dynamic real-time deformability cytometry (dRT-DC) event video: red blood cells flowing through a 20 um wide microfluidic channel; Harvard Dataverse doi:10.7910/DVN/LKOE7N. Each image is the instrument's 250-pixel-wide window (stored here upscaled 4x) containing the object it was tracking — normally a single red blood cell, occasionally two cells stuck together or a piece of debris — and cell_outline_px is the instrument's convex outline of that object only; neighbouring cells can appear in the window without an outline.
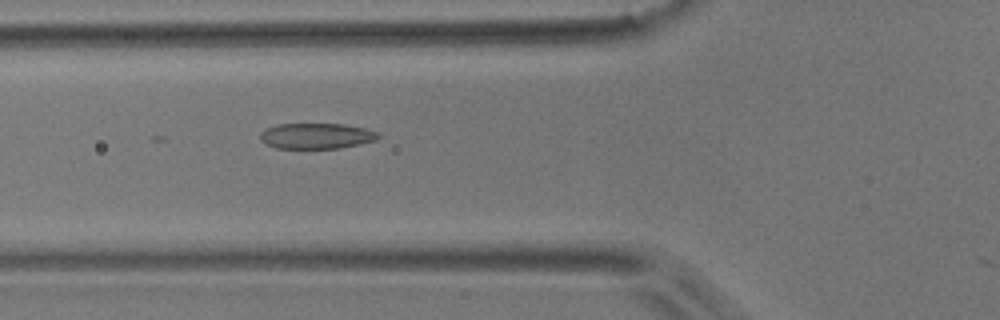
{"species": "common noctule bat (a hibernating species)", "species_latin": "Nyctalus noctula", "temperature_condition": "room temperature", "stored_images_in_passage": 5, "camera_frame_rate_fps": 3000, "um_per_image_px": 0.085, "animal": {"sex": "male", "body_mass_g": 17.9}, "frame": {"image": 1, "passage_image": 4, "time_ms": 1.0, "image_size_px": [1000, 320], "cell_outline_px": [[380, 136], [376, 140], [360, 144], [340, 148], [276, 148], [260, 140], [260, 132], [264, 128], [276, 124], [344, 124], [364, 128], [376, 132]], "centroid_in_image_um": [26.86, 11.55], "position_along_channel_um": 98.9, "area_um2": 17.63}}